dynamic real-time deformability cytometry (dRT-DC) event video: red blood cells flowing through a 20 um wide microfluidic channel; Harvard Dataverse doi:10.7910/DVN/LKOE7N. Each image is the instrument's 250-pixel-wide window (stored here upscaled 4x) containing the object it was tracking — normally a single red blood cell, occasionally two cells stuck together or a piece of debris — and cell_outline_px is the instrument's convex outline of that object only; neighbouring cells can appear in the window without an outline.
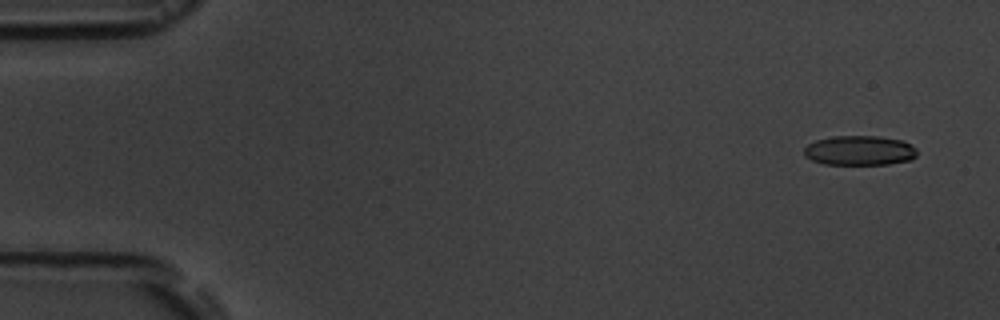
{"species": "common noctule bat (a hibernating species)", "species_latin": "Nyctalus noctula", "temperature_condition": "room temperature", "stored_images_in_passage": 6, "segment_of_instrument_passage": [1, 2], "camera_frame_rate_fps": 3000, "um_per_image_px": 0.085, "animal": {"sex": "male", "body_mass_g": 19.5, "forearm_length_mm": 54.6}, "frame": {"image": 1, "passage_image": 2, "time_ms": 1.0, "image_size_px": [1000, 320], "cell_outline_px": [[916, 156], [912, 160], [888, 164], [824, 164], [812, 160], [804, 156], [804, 148], [808, 144], [816, 140], [832, 136], [880, 136], [904, 140], [912, 144], [916, 148]], "centroid_in_image_um": [73.09, 12.78], "position_along_channel_um": 11.9, "area_um2": 19.77}}
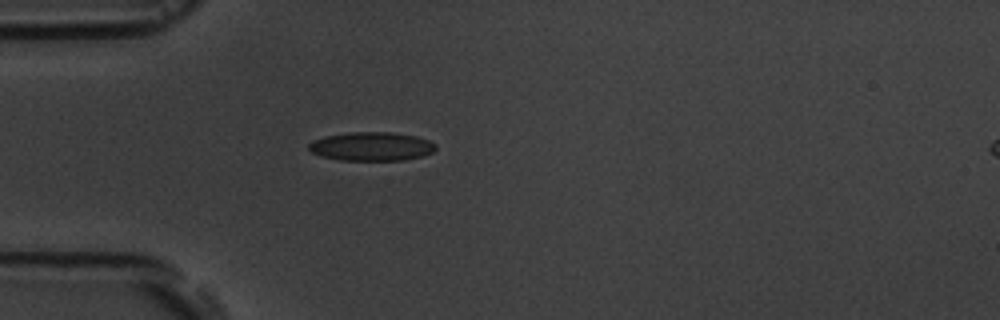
{"frame": {"image": 2, "passage_image": 5, "time_ms": 5.333, "image_size_px": [1000, 320], "cell_outline_px": [[436, 148], [432, 152], [424, 156], [404, 160], [340, 160], [320, 156], [312, 152], [308, 148], [308, 144], [312, 140], [324, 136], [352, 132], [392, 132], [416, 136], [428, 140], [436, 144]], "centroid_in_image_um": [31.57, 12.44], "position_along_channel_um": 53.4, "area_um2": 21.39}}